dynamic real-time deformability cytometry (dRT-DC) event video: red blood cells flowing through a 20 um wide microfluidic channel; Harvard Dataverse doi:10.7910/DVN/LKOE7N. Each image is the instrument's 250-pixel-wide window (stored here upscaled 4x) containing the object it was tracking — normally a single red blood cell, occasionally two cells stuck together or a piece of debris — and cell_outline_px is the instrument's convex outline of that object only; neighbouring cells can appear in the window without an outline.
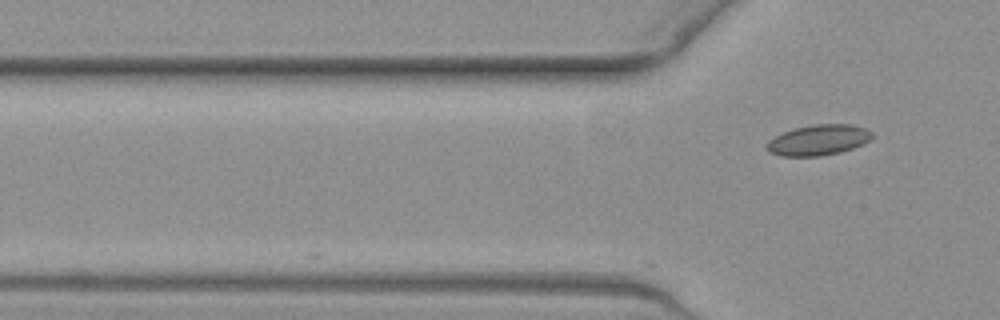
{"species": "common noctule bat (a hibernating species)", "species_latin": "Nyctalus noctula", "temperature_condition": "warm", "stored_images_in_passage": 3, "camera_frame_rate_fps": 3000, "um_per_image_px": 0.085, "animal": {"sex": "female", "body_mass_g": 19.3, "forearm_length_mm": 54.1}, "frame": {"image": 1, "passage_image": 3, "time_ms": 0.667, "image_size_px": [1000, 320], "cell_outline_px": [[872, 136], [868, 140], [852, 148], [840, 152], [820, 156], [780, 156], [764, 148], [768, 140], [792, 128], [812, 124], [852, 124], [868, 128], [872, 132]], "centroid_in_image_um": [69.54, 11.89], "position_along_channel_um": 56.3, "area_um2": 18.79}}